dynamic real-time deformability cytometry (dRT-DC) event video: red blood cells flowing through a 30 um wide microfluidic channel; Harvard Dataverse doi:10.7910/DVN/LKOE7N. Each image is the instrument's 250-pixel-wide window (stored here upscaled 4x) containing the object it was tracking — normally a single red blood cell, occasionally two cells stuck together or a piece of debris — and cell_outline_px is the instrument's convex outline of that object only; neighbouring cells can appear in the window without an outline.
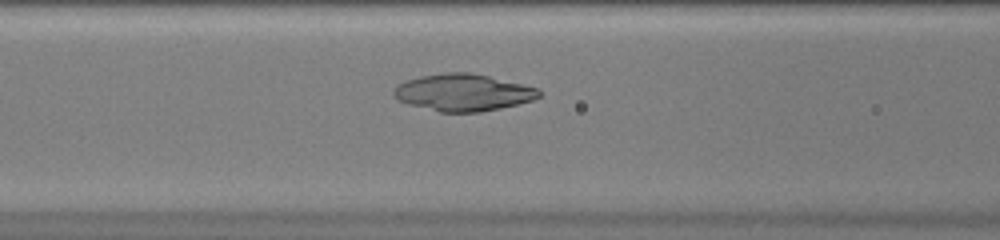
{"species": "common noctule bat (a hibernating species)", "species_latin": "Nyctalus noctula", "temperature_condition": "warm", "stored_images_in_passage": 44, "camera_frame_rate_fps": 3000, "um_per_image_px": 0.085, "animal": {"sex": "female", "body_mass_g": 20.0, "forearm_length_mm": 54.0}, "frame": {"image": 1, "passage_image": 16, "time_ms": 5.0, "image_size_px": [1000, 240], "cell_outline_px": [[540, 96], [532, 100], [500, 108], [480, 112], [440, 112], [408, 104], [396, 100], [392, 96], [392, 88], [396, 84], [420, 76], [440, 72], [472, 72], [524, 84], [540, 88]], "centroid_in_image_um": [39.32, 7.85], "position_along_channel_um": 127.3, "area_um2": 31.67}}
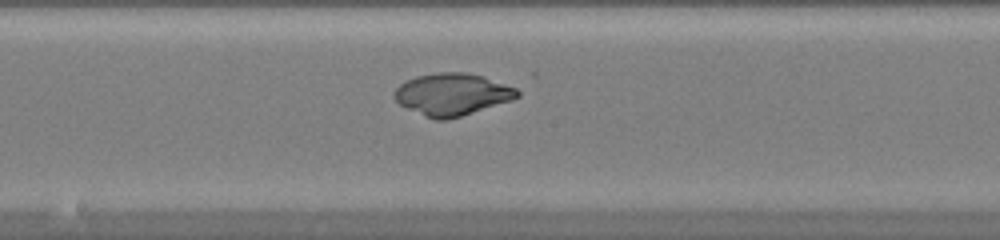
{"frame": {"image": 2, "passage_image": 22, "time_ms": 7.0, "image_size_px": [1000, 240], "cell_outline_px": [[520, 96], [512, 100], [448, 120], [436, 120], [424, 116], [400, 104], [392, 96], [392, 92], [400, 84], [416, 76], [440, 72], [464, 72], [484, 76], [516, 88], [520, 92]], "centroid_in_image_um": [38.43, 8.02], "position_along_channel_um": 209.8, "area_um2": 30.11}}
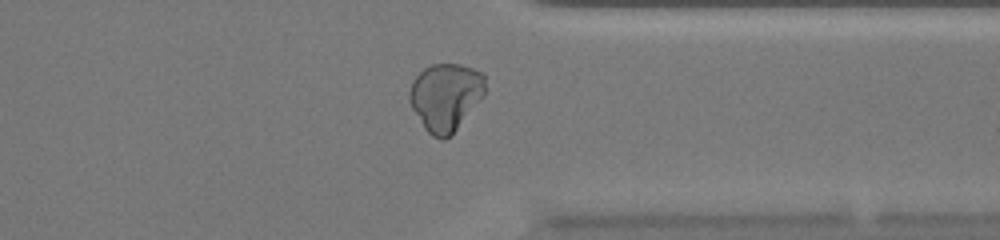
{"frame": {"image": 3, "passage_image": 34, "time_ms": 11.0, "image_size_px": [1000, 240], "cell_outline_px": [[484, 96], [452, 136], [444, 140], [432, 136], [424, 128], [412, 108], [408, 96], [408, 92], [412, 80], [424, 68], [432, 64], [460, 64], [484, 72]], "centroid_in_image_um": [37.88, 8.24], "position_along_channel_um": 373.5, "area_um2": 30.11}}